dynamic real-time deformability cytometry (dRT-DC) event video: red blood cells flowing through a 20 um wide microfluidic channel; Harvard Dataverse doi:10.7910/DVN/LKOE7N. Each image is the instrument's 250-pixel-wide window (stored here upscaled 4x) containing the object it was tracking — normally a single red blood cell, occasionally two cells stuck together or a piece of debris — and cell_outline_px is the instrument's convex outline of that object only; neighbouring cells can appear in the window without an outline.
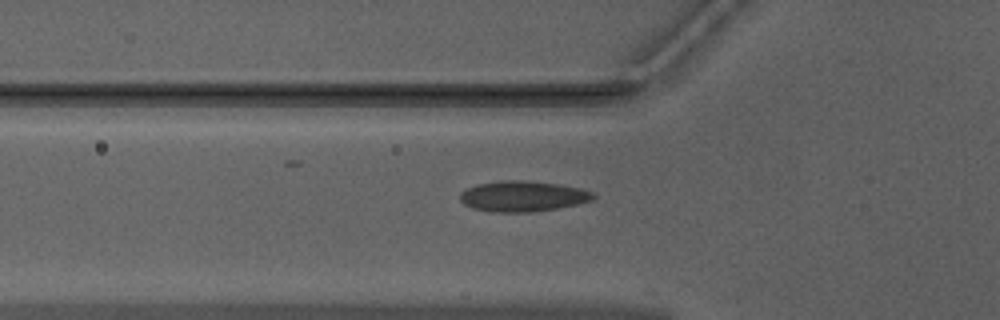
{"species": "Egyptian fruit bat (a non-hibernating species)", "species_latin": "Rousettus aegyptiacus", "temperature_condition": "warm", "stored_images_in_passage": 8, "camera_frame_rate_fps": 3000, "um_per_image_px": 0.085, "animal": {"sex": "male"}, "frame": {"image": 1, "passage_image": 6, "time_ms": 1.667, "image_size_px": [1000, 320], "cell_outline_px": [[596, 196], [592, 200], [576, 204], [556, 208], [532, 212], [492, 212], [472, 208], [464, 204], [460, 200], [460, 192], [476, 184], [500, 180], [524, 180], [560, 184], [580, 188], [592, 192]], "centroid_in_image_um": [44.41, 16.67], "position_along_channel_um": 81.4, "area_um2": 23.81}}